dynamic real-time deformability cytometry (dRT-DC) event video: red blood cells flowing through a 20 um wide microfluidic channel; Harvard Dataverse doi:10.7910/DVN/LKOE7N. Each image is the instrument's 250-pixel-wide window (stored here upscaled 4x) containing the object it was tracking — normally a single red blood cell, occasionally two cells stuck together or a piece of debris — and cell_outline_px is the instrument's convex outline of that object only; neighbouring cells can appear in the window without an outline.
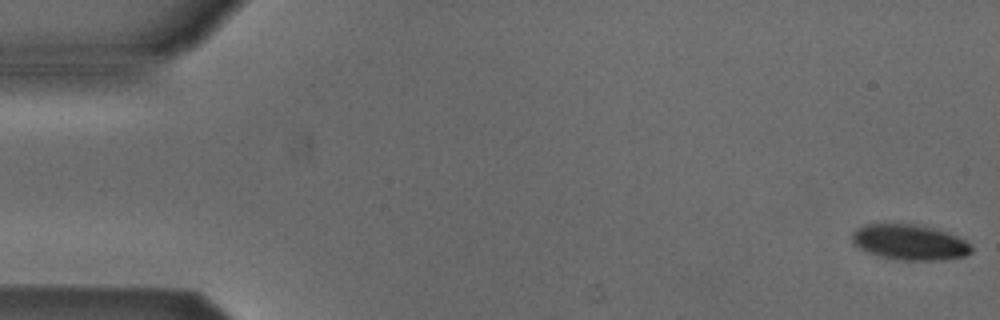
{"species": "Egyptian fruit bat (a non-hibernating species)", "species_latin": "Rousettus aegyptiacus", "temperature_condition": "cold", "stored_images_in_passage": 5, "camera_frame_rate_fps": 3000, "um_per_image_px": 0.085, "animal": {"sex": "male"}, "frame": {"image": 1, "passage_image": 1, "time_ms": 0.0, "image_size_px": [1000, 320], "cell_outline_px": [[972, 252], [964, 256], [944, 260], [900, 260], [880, 256], [868, 252], [852, 244], [852, 232], [856, 228], [868, 224], [916, 224], [932, 228], [956, 236], [964, 240], [972, 248]], "centroid_in_image_um": [77.29, 20.6], "position_along_channel_um": 7.7, "area_um2": 24.45}}
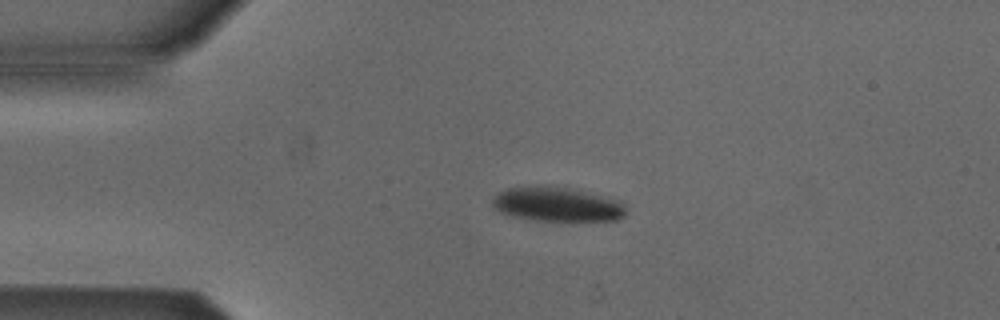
{"frame": {"image": 2, "passage_image": 4, "time_ms": 3.667, "image_size_px": [1000, 320], "cell_outline_px": [[624, 216], [616, 220], [536, 220], [512, 216], [500, 212], [492, 208], [492, 196], [496, 192], [508, 188], [544, 184], [548, 184], [568, 188], [620, 200], [624, 204]], "centroid_in_image_um": [47.27, 17.34], "position_along_channel_um": 37.7, "area_um2": 26.88}}